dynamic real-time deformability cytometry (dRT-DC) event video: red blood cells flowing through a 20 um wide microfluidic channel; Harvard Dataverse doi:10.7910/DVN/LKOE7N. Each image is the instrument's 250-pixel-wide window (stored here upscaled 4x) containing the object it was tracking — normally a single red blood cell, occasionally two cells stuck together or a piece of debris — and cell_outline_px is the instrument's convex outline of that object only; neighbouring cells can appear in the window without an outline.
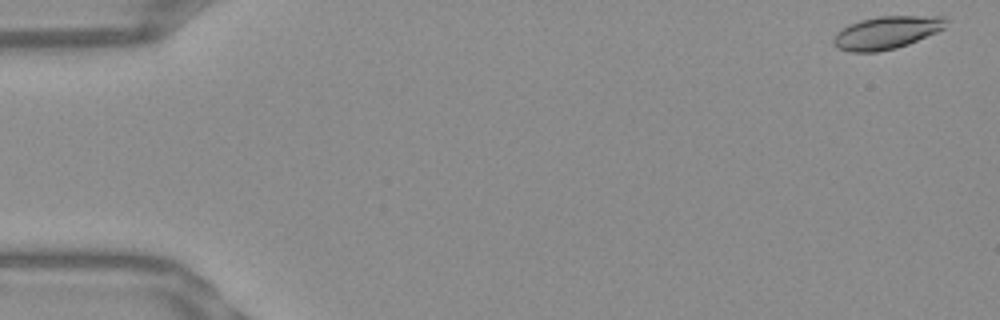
{"species": "Egyptian fruit bat (a non-hibernating species)", "species_latin": "Rousettus aegyptiacus", "temperature_condition": "warm", "stored_images_in_passage": 53, "camera_frame_rate_fps": 3000, "um_per_image_px": 0.085, "frame": {"image": 1, "passage_image": 1, "time_ms": 0.0, "image_size_px": [1000, 320], "cell_outline_px": [[948, 20], [944, 28], [936, 32], [908, 44], [896, 48], [876, 52], [852, 52], [836, 48], [832, 40], [836, 32], [848, 24], [860, 20], [880, 16], [944, 16]], "centroid_in_image_um": [75.33, 2.77], "position_along_channel_um": 9.7, "area_um2": 21.5}}
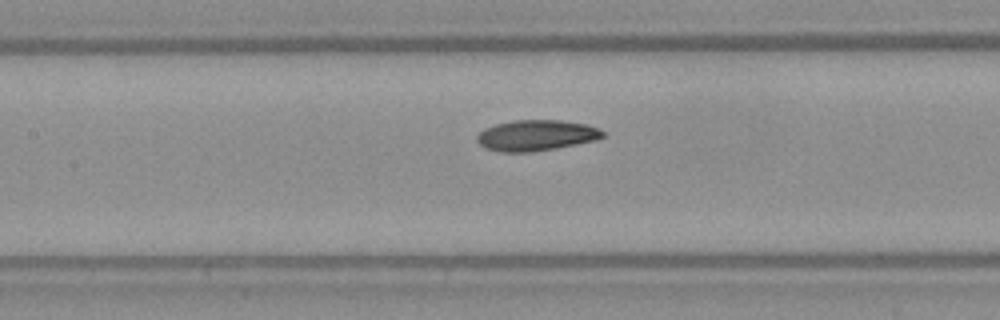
{"frame": {"image": 2, "passage_image": 24, "time_ms": 7.667, "image_size_px": [1000, 320], "cell_outline_px": [[604, 136], [596, 140], [556, 148], [532, 152], [500, 152], [484, 148], [476, 140], [476, 136], [484, 128], [496, 124], [512, 120], [560, 120], [584, 124], [600, 128], [604, 132]], "centroid_in_image_um": [45.55, 11.51], "position_along_channel_um": 161.8, "area_um2": 22.66}}
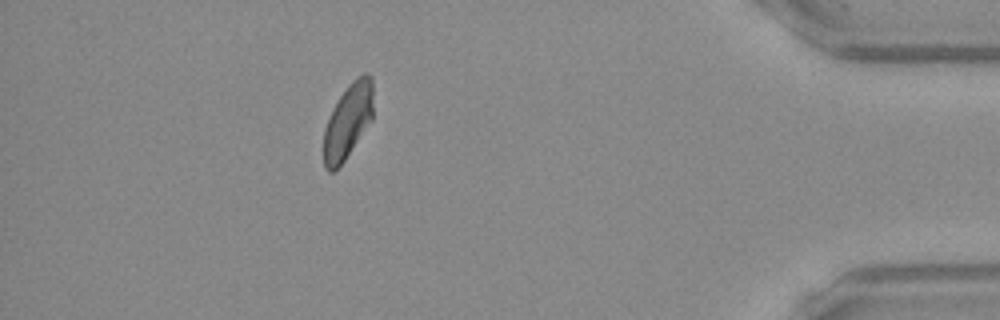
{"frame": {"image": 3, "passage_image": 47, "time_ms": 15.333, "image_size_px": [1000, 320], "cell_outline_px": [[372, 120], [336, 172], [328, 172], [324, 168], [324, 128], [332, 108], [348, 84], [356, 76], [364, 72], [368, 72], [372, 76]], "centroid_in_image_um": [29.56, 10.29], "position_along_channel_um": 405.6, "area_um2": 21.79}, "authors_computed_cell_mechanics": {"area_um2": 22.0796, "velocity_mm_per_s": 3.806, "shape_relaxation_time_tau1_ms": 5.3357, "shape_relaxation_time_tau2_ms": 3.2801, "deformation_change_tau1": 0.151, "deformation_change_tau2": 0.0781}}